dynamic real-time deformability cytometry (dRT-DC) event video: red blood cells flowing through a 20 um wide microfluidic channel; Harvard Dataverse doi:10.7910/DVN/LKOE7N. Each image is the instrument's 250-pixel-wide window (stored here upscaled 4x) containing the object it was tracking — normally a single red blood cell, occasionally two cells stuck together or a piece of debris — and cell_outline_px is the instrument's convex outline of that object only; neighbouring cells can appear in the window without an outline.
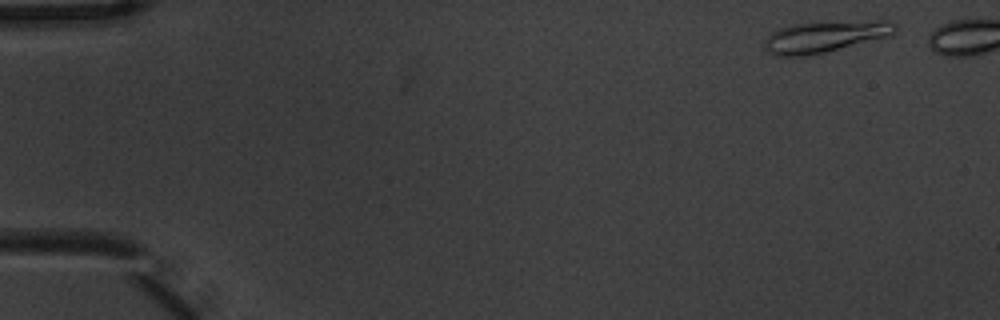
{"species": "common noctule bat (a hibernating species)", "species_latin": "Nyctalus noctula", "temperature_condition": "warm", "stored_images_in_passage": 6, "camera_frame_rate_fps": 3000, "um_per_image_px": 0.085, "animal": {"sex": "male", "body_mass_g": 20.1, "forearm_length_mm": 53.5}, "frame": {"image": 1, "passage_image": 1, "time_ms": 0.0, "image_size_px": [1000, 320], "cell_outline_px": [[900, 28], [892, 36], [824, 52], [804, 56], [776, 56], [768, 52], [764, 48], [764, 40], [772, 32], [780, 28], [792, 24], [876, 20], [892, 20]], "centroid_in_image_um": [70.2, 3.11], "position_along_channel_um": 14.8, "area_um2": 24.04}}